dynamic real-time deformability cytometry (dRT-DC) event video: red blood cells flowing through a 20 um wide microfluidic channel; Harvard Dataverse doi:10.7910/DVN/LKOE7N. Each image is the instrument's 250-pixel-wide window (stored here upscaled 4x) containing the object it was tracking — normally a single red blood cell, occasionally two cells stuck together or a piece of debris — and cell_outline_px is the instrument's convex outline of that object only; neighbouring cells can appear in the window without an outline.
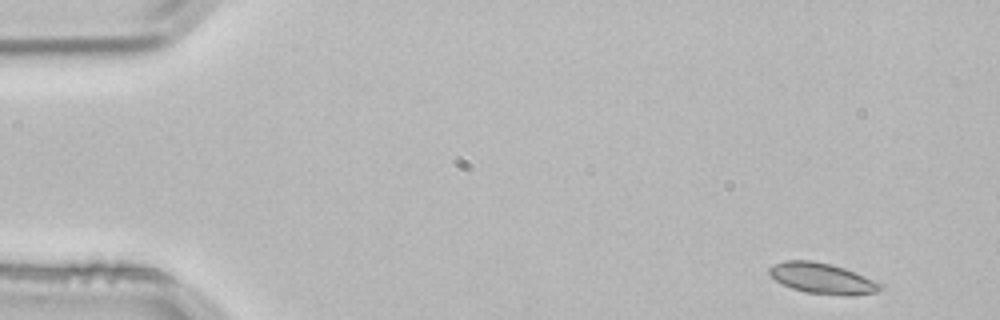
{"species": "common noctule bat (a hibernating species)", "species_latin": "Nyctalus noctula", "temperature_condition": "room temperature", "stored_images_in_passage": 3, "camera_frame_rate_fps": 3000, "um_per_image_px": 0.085, "animal": {"sex": "male", "body_mass_g": 21.5, "forearm_length_mm": 52.0}, "frame": {"image": 1, "passage_image": 1, "time_ms": 0.0, "image_size_px": [1000, 320], "cell_outline_px": [[884, 288], [876, 292], [848, 296], [804, 292], [792, 288], [776, 280], [768, 272], [768, 268], [772, 264], [784, 260], [812, 260], [832, 264], [844, 268], [884, 284]], "centroid_in_image_um": [69.9, 23.65], "position_along_channel_um": 15.1, "area_um2": 19.94}}
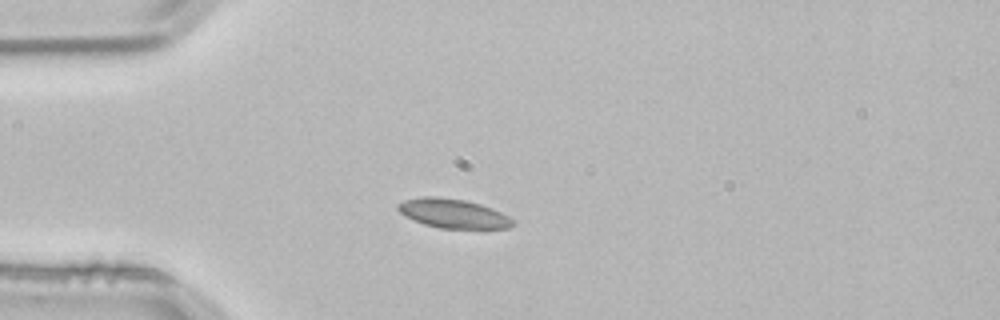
{"frame": {"image": 2, "passage_image": 3, "time_ms": 0.667, "image_size_px": [1000, 320], "cell_outline_px": [[516, 224], [508, 228], [440, 228], [424, 224], [412, 220], [404, 216], [396, 208], [396, 204], [404, 200], [424, 196], [436, 196], [464, 200], [480, 204], [492, 208], [516, 220]], "centroid_in_image_um": [38.5, 18.14], "position_along_channel_um": 46.5, "area_um2": 19.65}}